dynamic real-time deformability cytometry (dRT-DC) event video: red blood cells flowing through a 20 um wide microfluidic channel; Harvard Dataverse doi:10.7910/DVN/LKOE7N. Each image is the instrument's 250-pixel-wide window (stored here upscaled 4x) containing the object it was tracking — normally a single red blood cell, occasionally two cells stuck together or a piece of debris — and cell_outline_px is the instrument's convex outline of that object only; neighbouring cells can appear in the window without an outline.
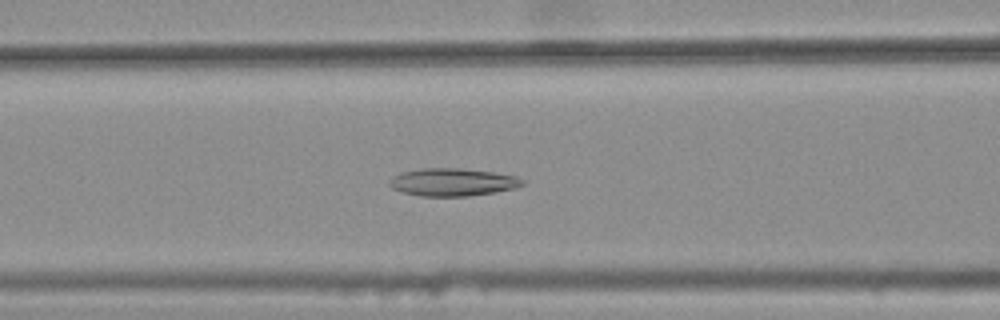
{"species": "common noctule bat (a hibernating species)", "species_latin": "Nyctalus noctula", "temperature_condition": "warm", "stored_images_in_passage": 45, "camera_frame_rate_fps": 3000, "um_per_image_px": 0.085, "animal": {"sex": "female", "body_mass_g": 25.1}, "frame": {"image": 1, "passage_image": 22, "time_ms": 7.0, "image_size_px": [1000, 320], "cell_outline_px": [[524, 184], [516, 188], [496, 192], [468, 196], [420, 196], [400, 192], [392, 188], [388, 184], [388, 180], [392, 176], [404, 172], [420, 168], [460, 168], [492, 172], [516, 176], [524, 180]], "centroid_in_image_um": [38.45, 15.48], "position_along_channel_um": 128.2, "area_um2": 21.62}}
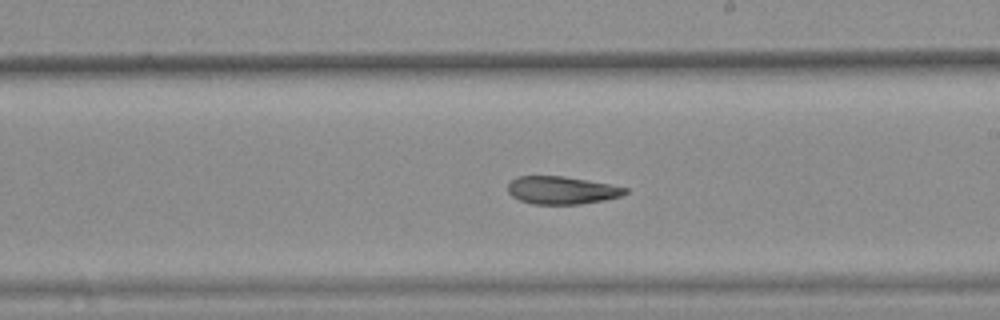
{"frame": {"image": 2, "passage_image": 31, "time_ms": 10.0, "image_size_px": [1000, 320], "cell_outline_px": [[628, 192], [620, 196], [604, 200], [580, 204], [532, 204], [520, 200], [512, 196], [508, 192], [508, 184], [516, 176], [564, 176], [608, 184], [628, 188]], "centroid_in_image_um": [47.73, 16.17], "position_along_channel_um": 241.3, "area_um2": 18.9}}
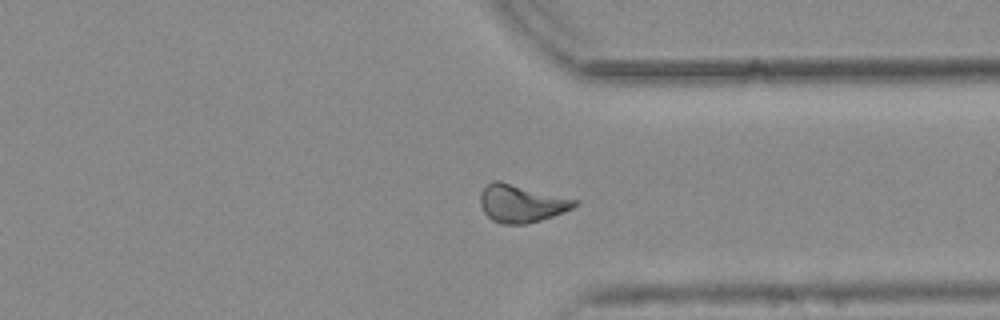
{"frame": {"image": 3, "passage_image": 41, "time_ms": 13.333, "image_size_px": [1000, 320], "cell_outline_px": [[580, 204], [572, 208], [552, 216], [540, 220], [524, 224], [504, 224], [492, 220], [484, 212], [480, 204], [480, 192], [492, 180], [500, 180], [580, 200]], "centroid_in_image_um": [44.32, 17.27], "position_along_channel_um": 367.1, "area_um2": 20.87}, "authors_computed_cell_mechanics": {"area_um2": 20.8658, "velocity_mm_per_s": 3.7793, "shape_relaxation_time_tau1_ms": null, "shape_relaxation_time_tau2_ms": 3.81, "deformation_change_tau1": null, "deformation_change_tau2": 0.1112}}